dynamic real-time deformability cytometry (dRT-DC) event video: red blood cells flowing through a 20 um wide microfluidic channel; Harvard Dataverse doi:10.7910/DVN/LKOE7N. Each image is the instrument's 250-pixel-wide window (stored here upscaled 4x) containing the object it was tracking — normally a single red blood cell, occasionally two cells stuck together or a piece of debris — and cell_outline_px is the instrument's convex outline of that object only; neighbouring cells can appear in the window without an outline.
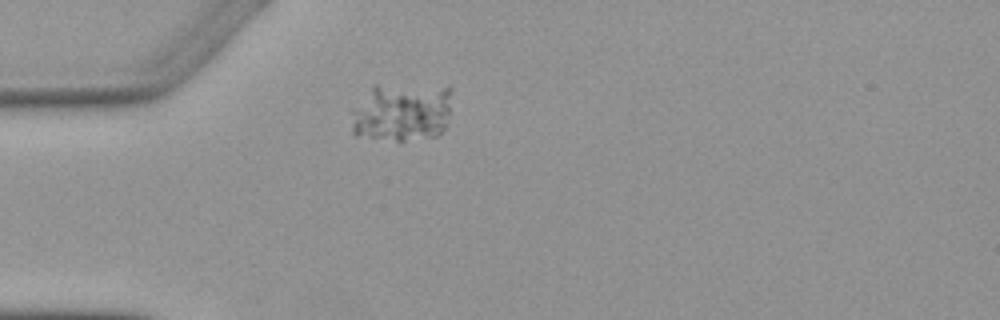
{"species": "Egyptian fruit bat (a non-hibernating species)", "species_latin": "Rousettus aegyptiacus", "temperature_condition": "warm", "stored_images_in_passage": 1, "camera_frame_rate_fps": 3000, "um_per_image_px": 0.085, "animal": {"sex": "female"}, "frame": {"image": 1, "passage_image": 1, "time_ms": 0.0, "image_size_px": [1000, 320], "cell_outline_px": [[452, 88], [448, 124], [440, 136], [404, 140], [396, 140], [356, 136], [352, 132], [352, 108], [372, 84], [448, 84]], "centroid_in_image_um": [34.2, 9.47], "position_along_channel_um": 50.8, "area_um2": 35.84}}